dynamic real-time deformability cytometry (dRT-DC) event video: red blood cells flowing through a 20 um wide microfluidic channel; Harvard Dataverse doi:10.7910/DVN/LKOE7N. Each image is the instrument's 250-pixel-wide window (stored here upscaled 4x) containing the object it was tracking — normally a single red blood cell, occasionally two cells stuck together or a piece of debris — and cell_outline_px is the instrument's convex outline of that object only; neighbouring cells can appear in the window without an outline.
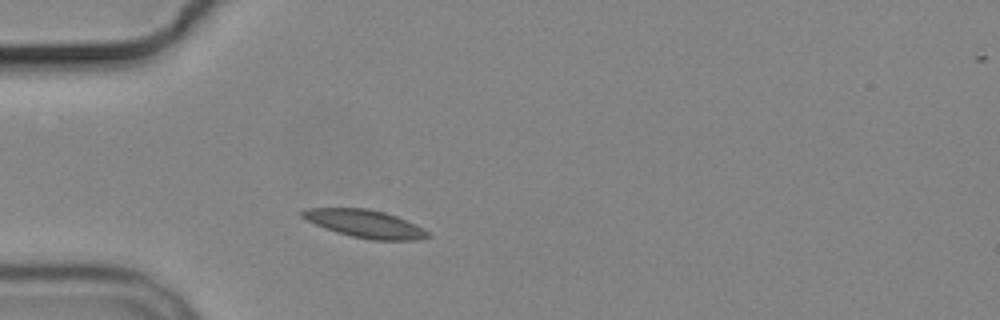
{"species": "common noctule bat (a hibernating species)", "species_latin": "Nyctalus noctula", "temperature_condition": "cold", "stored_images_in_passage": 3, "camera_frame_rate_fps": 3000, "um_per_image_px": 0.085, "animal": {"sex": "male", "body_mass_g": 19.2, "forearm_length_mm": 51.8}, "frame": {"image": 1, "passage_image": 3, "time_ms": 2.333, "image_size_px": [1000, 320], "cell_outline_px": [[432, 236], [420, 240], [368, 240], [336, 232], [324, 228], [300, 216], [300, 212], [304, 208], [368, 208], [384, 212], [396, 216], [416, 224], [428, 232]], "centroid_in_image_um": [31.04, 19.02], "position_along_channel_um": 54.0, "area_um2": 20.4}}